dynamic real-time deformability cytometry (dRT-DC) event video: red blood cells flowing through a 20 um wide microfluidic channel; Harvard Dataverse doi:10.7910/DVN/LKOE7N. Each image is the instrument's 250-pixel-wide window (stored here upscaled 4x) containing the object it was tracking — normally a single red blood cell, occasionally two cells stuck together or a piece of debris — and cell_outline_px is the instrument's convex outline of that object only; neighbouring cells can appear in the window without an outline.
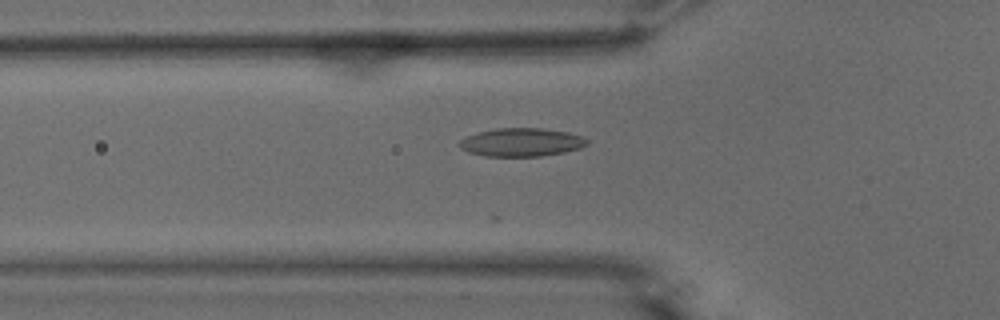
{"species": "common noctule bat (a hibernating species)", "species_latin": "Nyctalus noctula", "temperature_condition": "warm", "stored_images_in_passage": 16, "camera_frame_rate_fps": 3000, "um_per_image_px": 0.085, "animal": {"sex": "male", "body_mass_g": 15.6}, "frame": {"image": 1, "passage_image": 2, "time_ms": 0.333, "image_size_px": [1000, 320], "cell_outline_px": [[588, 144], [580, 148], [564, 152], [540, 156], [484, 156], [468, 152], [460, 148], [456, 144], [460, 140], [468, 136], [480, 132], [496, 128], [540, 128], [568, 132], [584, 136], [588, 140]], "centroid_in_image_um": [44.33, 12.09], "position_along_channel_um": 81.5, "area_um2": 21.1}}
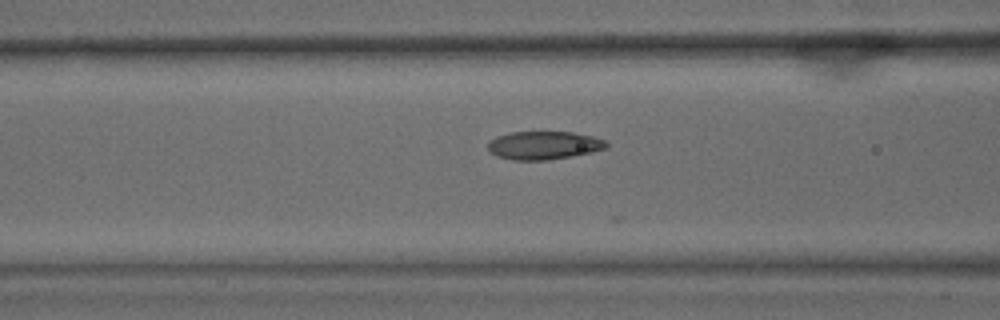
{"frame": {"image": 2, "passage_image": 5, "time_ms": 1.333, "image_size_px": [1000, 320], "cell_outline_px": [[608, 148], [592, 152], [572, 156], [548, 160], [512, 160], [496, 156], [488, 148], [488, 144], [496, 136], [512, 132], [572, 132], [592, 136], [608, 140]], "centroid_in_image_um": [46.27, 12.35], "position_along_channel_um": 120.3, "area_um2": 19.54}}
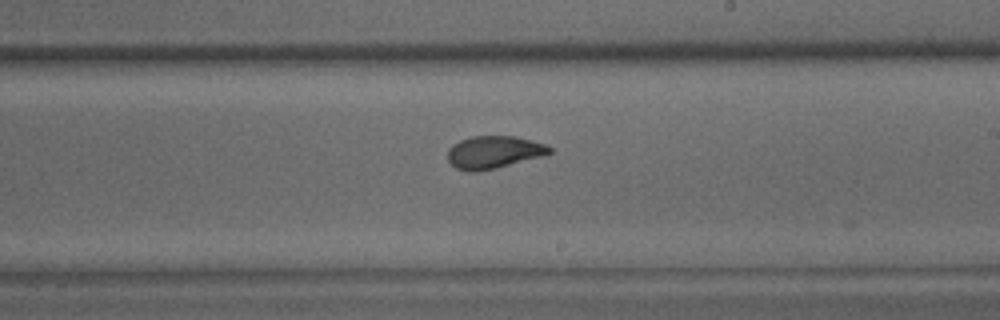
{"frame": {"image": 3, "passage_image": 15, "time_ms": 4.667, "image_size_px": [1000, 320], "cell_outline_px": [[552, 152], [544, 156], [496, 168], [476, 172], [468, 172], [456, 168], [448, 160], [448, 148], [452, 144], [460, 140], [472, 136], [516, 136], [544, 144], [552, 148]], "centroid_in_image_um": [41.96, 12.94], "position_along_channel_um": 247.0, "area_um2": 19.42}}